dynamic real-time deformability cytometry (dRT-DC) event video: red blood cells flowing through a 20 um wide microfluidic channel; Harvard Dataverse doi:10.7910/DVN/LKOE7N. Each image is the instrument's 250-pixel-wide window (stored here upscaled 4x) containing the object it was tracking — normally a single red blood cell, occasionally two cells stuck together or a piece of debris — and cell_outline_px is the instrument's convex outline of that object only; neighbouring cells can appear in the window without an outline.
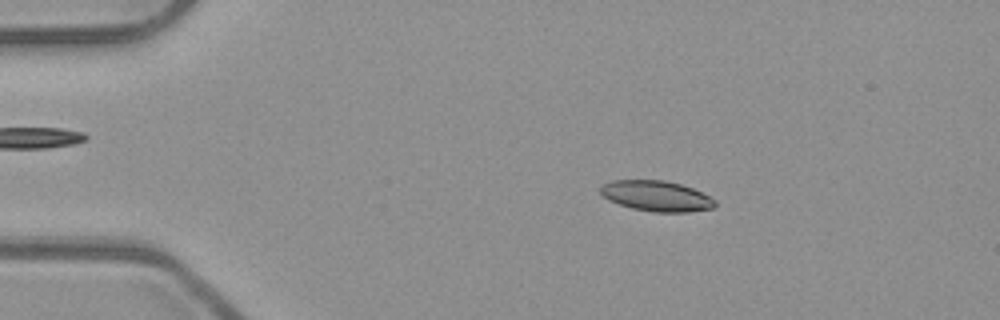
{"species": "common noctule bat (a hibernating species)", "species_latin": "Nyctalus noctula", "temperature_condition": "room temperature", "stored_images_in_passage": 51, "camera_frame_rate_fps": 3000, "um_per_image_px": 0.085, "animal": {"sex": "male", "body_mass_g": 23.1, "forearm_length_mm": 52.7}, "frame": {"image": 1, "passage_image": 8, "time_ms": 2.333, "image_size_px": [1000, 320], "cell_outline_px": [[716, 208], [688, 212], [652, 212], [632, 208], [608, 200], [600, 192], [600, 188], [604, 184], [612, 180], [664, 180], [680, 184], [692, 188], [716, 200]], "centroid_in_image_um": [55.82, 16.67], "position_along_channel_um": 29.2, "area_um2": 20.35}}
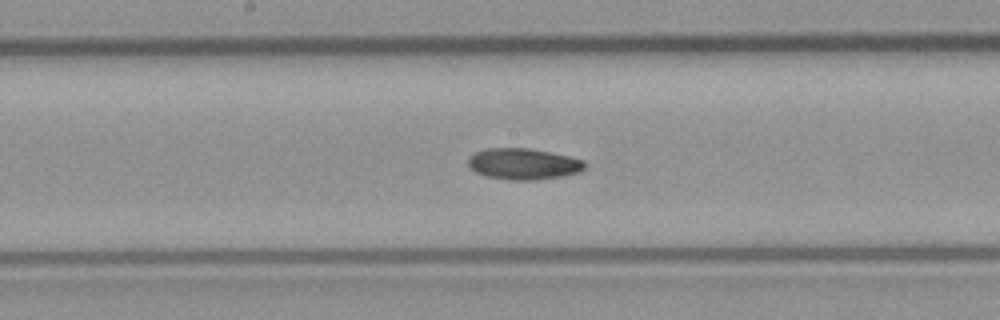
{"frame": {"image": 2, "passage_image": 26, "time_ms": 8.333, "image_size_px": [1000, 320], "cell_outline_px": [[588, 164], [580, 172], [564, 176], [536, 180], [508, 180], [484, 176], [476, 172], [468, 164], [468, 160], [476, 152], [488, 148], [528, 148], [568, 156], [584, 160]], "centroid_in_image_um": [44.53, 13.95], "position_along_channel_um": 203.7, "area_um2": 21.21}}
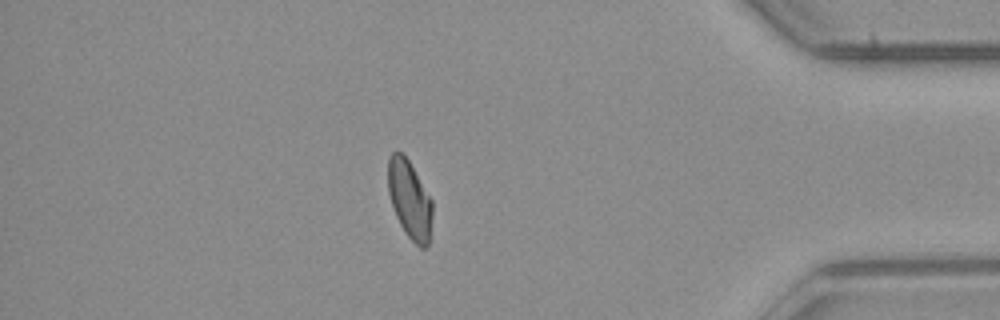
{"frame": {"image": 3, "passage_image": 44, "time_ms": 14.333, "image_size_px": [1000, 320], "cell_outline_px": [[432, 216], [428, 244], [424, 248], [420, 248], [404, 232], [396, 216], [388, 192], [388, 156], [392, 152], [400, 152], [408, 160], [432, 200]], "centroid_in_image_um": [34.81, 16.96], "position_along_channel_um": 400.4, "area_um2": 19.94}, "authors_computed_cell_mechanics": {"area_um2": 20.6924, "velocity_mm_per_s": 3.9268, "shape_relaxation_time_tau1_ms": null, "shape_relaxation_time_tau2_ms": 5.8073, "deformation_change_tau1": null, "deformation_change_tau2": 0.0991}}